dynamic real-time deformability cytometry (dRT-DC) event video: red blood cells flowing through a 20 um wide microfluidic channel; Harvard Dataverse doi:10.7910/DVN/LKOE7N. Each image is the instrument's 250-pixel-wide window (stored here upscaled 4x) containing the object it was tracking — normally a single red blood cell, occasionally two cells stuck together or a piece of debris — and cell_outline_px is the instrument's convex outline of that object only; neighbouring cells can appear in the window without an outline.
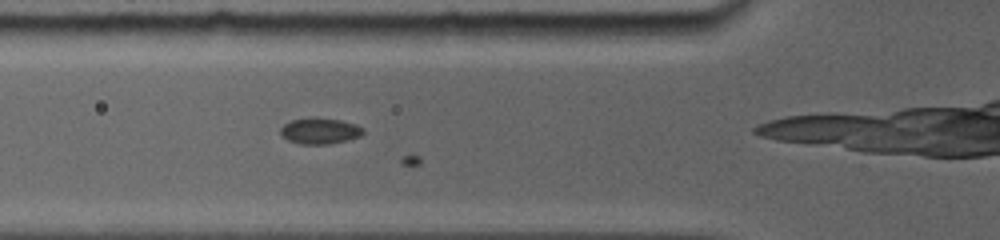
{"species": "common noctule bat (a hibernating species)", "species_latin": "Nyctalus noctula", "temperature_condition": "room temperature", "stored_images_in_passage": 7, "camera_frame_rate_fps": 5000, "um_per_image_px": 0.085, "animal": {"sex": "female", "body_mass_g": 19.0, "forearm_length_mm": 56.7}, "frame": {"image": 1, "passage_image": 5, "time_ms": 1.6, "image_size_px": [1000, 240], "cell_outline_px": [[364, 132], [360, 136], [348, 140], [328, 144], [300, 144], [288, 140], [280, 132], [280, 128], [284, 124], [292, 120], [308, 116], [316, 116], [340, 120], [356, 124], [364, 128]], "centroid_in_image_um": [27.2, 11.1], "position_along_channel_um": 98.6, "area_um2": 12.77}}